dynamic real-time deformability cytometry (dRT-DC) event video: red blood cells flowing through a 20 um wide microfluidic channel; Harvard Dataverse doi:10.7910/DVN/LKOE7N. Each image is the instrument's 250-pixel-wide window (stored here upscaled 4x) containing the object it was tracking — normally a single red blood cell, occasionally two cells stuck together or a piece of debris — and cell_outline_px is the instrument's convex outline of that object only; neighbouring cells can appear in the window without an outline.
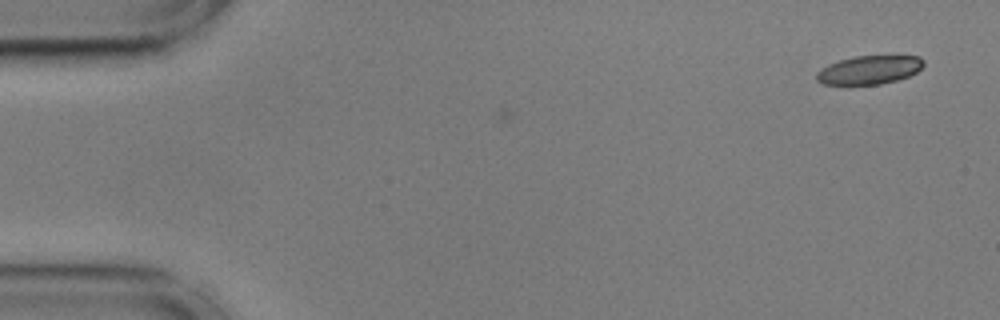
{"species": "common noctule bat (a hibernating species)", "species_latin": "Nyctalus noctula", "temperature_condition": "cold", "stored_images_in_passage": 7, "camera_frame_rate_fps": 3000, "um_per_image_px": 0.085, "animal": {"sex": "male", "body_mass_g": 17.9, "forearm_length_mm": 54.2}, "frame": {"image": 1, "passage_image": 7, "time_ms": 2.0, "image_size_px": [1000, 320], "cell_outline_px": [[924, 64], [916, 72], [908, 76], [896, 80], [880, 84], [824, 84], [816, 80], [816, 72], [820, 68], [828, 64], [852, 56], [920, 56], [924, 60]], "centroid_in_image_um": [73.86, 5.93], "position_along_channel_um": 11.1, "area_um2": 17.74}}